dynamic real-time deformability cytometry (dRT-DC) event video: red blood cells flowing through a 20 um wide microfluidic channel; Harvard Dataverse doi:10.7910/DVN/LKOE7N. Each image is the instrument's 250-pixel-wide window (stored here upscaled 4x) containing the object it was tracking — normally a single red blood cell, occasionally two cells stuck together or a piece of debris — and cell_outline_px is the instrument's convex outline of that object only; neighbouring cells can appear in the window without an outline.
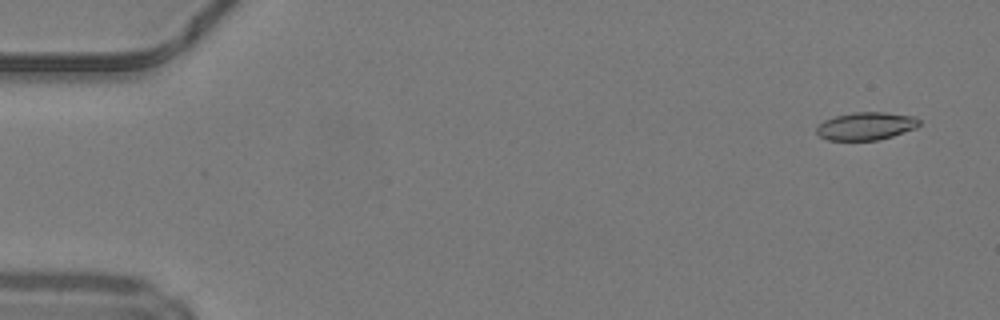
{"species": "common noctule bat (a hibernating species)", "species_latin": "Nyctalus noctula", "temperature_condition": "warm", "stored_images_in_passage": 33, "camera_frame_rate_fps": 3000, "um_per_image_px": 0.085, "animal": {"sex": "male", "body_mass_g": 19.2, "forearm_length_mm": 51.8}, "frame": {"image": 1, "passage_image": 3, "time_ms": 0.667, "image_size_px": [1000, 320], "cell_outline_px": [[920, 124], [916, 128], [880, 140], [828, 140], [820, 136], [816, 132], [816, 128], [824, 120], [836, 116], [852, 112], [884, 112], [916, 116], [920, 120]], "centroid_in_image_um": [73.63, 10.71], "position_along_channel_um": 11.4, "area_um2": 16.7}}
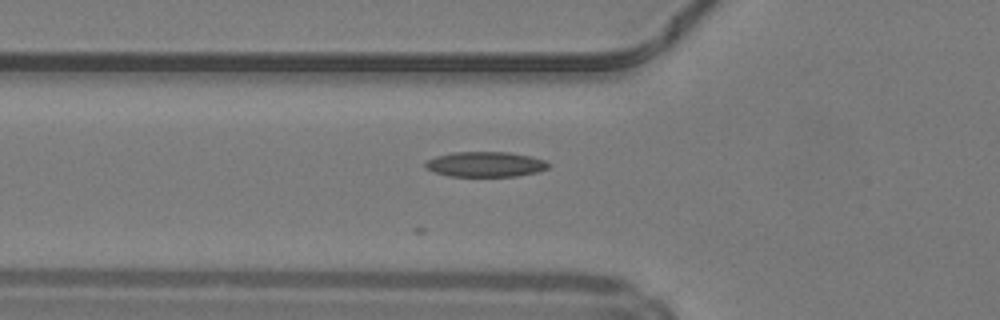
{"frame": {"image": 2, "passage_image": 18, "time_ms": 5.667, "image_size_px": [1000, 320], "cell_outline_px": [[552, 164], [548, 168], [540, 172], [516, 176], [448, 176], [436, 172], [428, 168], [424, 164], [424, 160], [436, 156], [452, 152], [508, 152], [532, 156], [544, 160]], "centroid_in_image_um": [41.3, 13.96], "position_along_channel_um": 84.5, "area_um2": 18.21}}
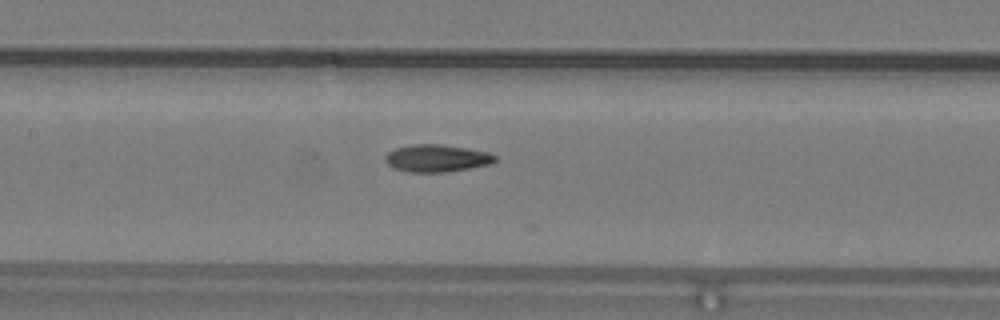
{"frame": {"image": 3, "passage_image": 24, "time_ms": 7.667, "image_size_px": [1000, 320], "cell_outline_px": [[496, 160], [492, 164], [448, 172], [408, 172], [392, 168], [384, 160], [384, 156], [388, 152], [396, 148], [412, 144], [440, 144], [468, 148], [488, 152], [496, 156]], "centroid_in_image_um": [37.12, 13.45], "position_along_channel_um": 170.3, "area_um2": 17.69}}